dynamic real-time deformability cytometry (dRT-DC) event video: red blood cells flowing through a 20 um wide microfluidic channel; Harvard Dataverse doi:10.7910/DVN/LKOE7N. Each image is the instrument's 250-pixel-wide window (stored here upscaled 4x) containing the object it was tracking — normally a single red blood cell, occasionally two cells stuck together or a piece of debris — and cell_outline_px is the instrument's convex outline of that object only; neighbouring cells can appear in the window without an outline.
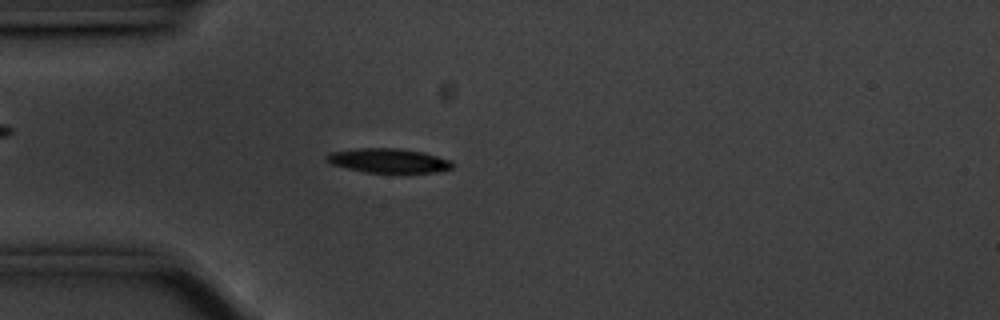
{"species": "common noctule bat (a hibernating species)", "species_latin": "Nyctalus noctula", "temperature_condition": "cold", "stored_images_in_passage": 53, "camera_frame_rate_fps": 3000, "um_per_image_px": 0.085, "animal": {"sex": "male", "body_mass_g": 20.1, "forearm_length_mm": 53.5}, "frame": {"image": 1, "passage_image": 12, "time_ms": 3.667, "image_size_px": [1000, 320], "cell_outline_px": [[452, 168], [436, 172], [364, 172], [332, 164], [324, 160], [324, 156], [328, 152], [360, 148], [400, 148], [424, 152], [452, 160]], "centroid_in_image_um": [32.99, 13.64], "position_along_channel_um": 52.0, "area_um2": 17.86}}
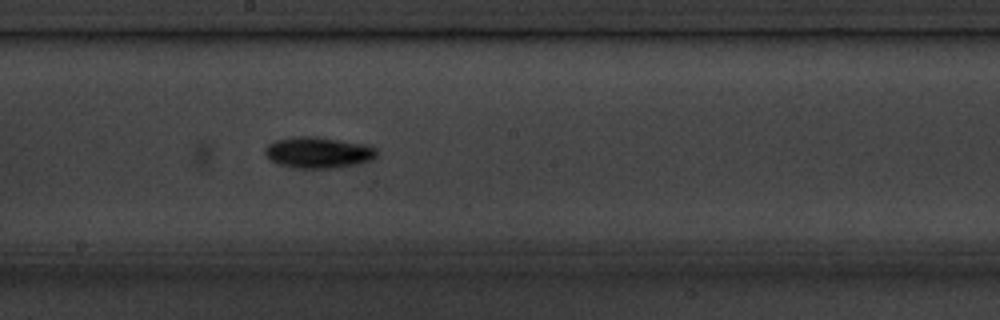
{"frame": {"image": 2, "passage_image": 27, "time_ms": 8.667, "image_size_px": [1000, 320], "cell_outline_px": [[376, 156], [372, 160], [356, 164], [336, 168], [296, 168], [276, 164], [268, 160], [264, 152], [264, 148], [268, 144], [276, 140], [296, 136], [316, 136], [364, 144], [376, 148]], "centroid_in_image_um": [27.0, 12.97], "position_along_channel_um": 221.2, "area_um2": 20.46}}
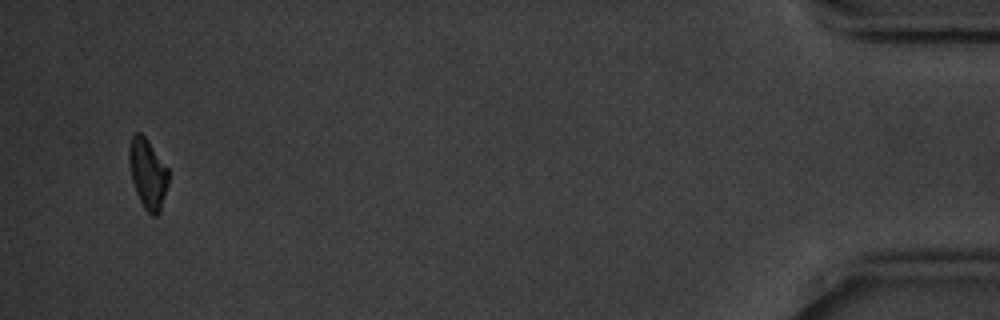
{"frame": {"image": 3, "passage_image": 51, "time_ms": 16.667, "image_size_px": [1000, 320], "cell_outline_px": [[168, 184], [160, 212], [156, 216], [152, 216], [144, 208], [136, 192], [132, 180], [128, 160], [128, 144], [132, 136], [136, 132], [140, 132], [148, 140], [168, 168]], "centroid_in_image_um": [12.55, 14.74], "position_along_channel_um": 422.7, "area_um2": 16.13}}